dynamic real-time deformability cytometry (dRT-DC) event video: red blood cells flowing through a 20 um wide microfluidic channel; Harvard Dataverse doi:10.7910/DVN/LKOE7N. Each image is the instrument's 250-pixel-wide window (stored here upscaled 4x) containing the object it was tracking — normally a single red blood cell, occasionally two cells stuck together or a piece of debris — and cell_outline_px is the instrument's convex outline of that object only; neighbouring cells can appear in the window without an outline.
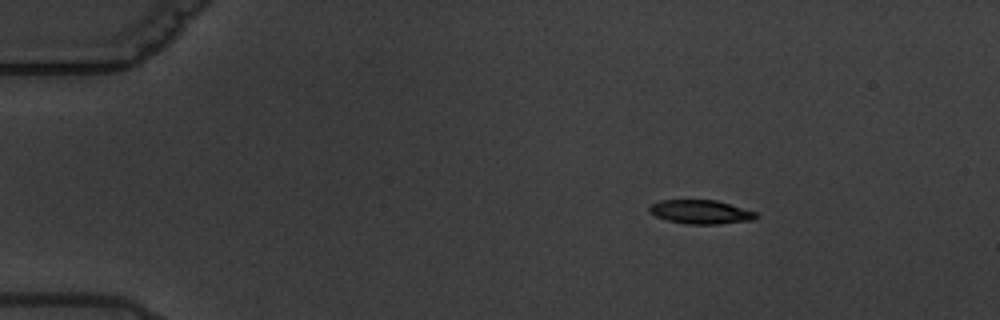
{"species": "common noctule bat (a hibernating species)", "species_latin": "Nyctalus noctula", "temperature_condition": "warm", "stored_images_in_passage": 3, "camera_frame_rate_fps": 3000, "um_per_image_px": 0.085, "animal": {"sex": "male", "body_mass_g": 19.5, "forearm_length_mm": 54.6}, "frame": {"image": 1, "passage_image": 1, "time_ms": 0.0, "image_size_px": [1000, 320], "cell_outline_px": [[760, 216], [752, 220], [720, 224], [684, 224], [668, 220], [656, 216], [648, 212], [648, 208], [652, 204], [660, 200], [716, 200], [756, 212]], "centroid_in_image_um": [59.56, 18.02], "position_along_channel_um": 25.4, "area_um2": 14.85}}